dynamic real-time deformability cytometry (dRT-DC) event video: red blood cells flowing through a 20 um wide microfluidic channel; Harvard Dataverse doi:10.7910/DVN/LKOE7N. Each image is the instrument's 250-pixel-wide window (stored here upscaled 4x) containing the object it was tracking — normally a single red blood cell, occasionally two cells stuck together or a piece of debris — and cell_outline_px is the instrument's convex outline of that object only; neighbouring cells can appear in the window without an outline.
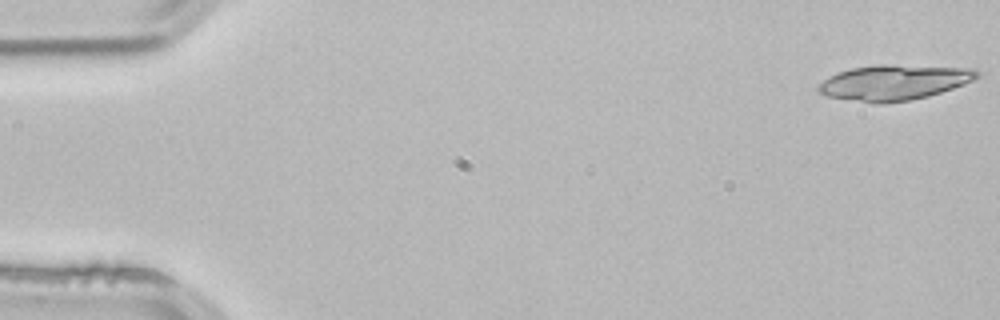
{"species": "common noctule bat (a hibernating species)", "species_latin": "Nyctalus noctula", "temperature_condition": "room temperature", "stored_images_in_passage": 3, "camera_frame_rate_fps": 3000, "um_per_image_px": 0.085, "animal": {"sex": "male", "body_mass_g": 21.5, "forearm_length_mm": 52.0}, "frame": {"image": 1, "passage_image": 1, "time_ms": 0.0, "image_size_px": [1000, 320], "cell_outline_px": [[980, 76], [964, 84], [928, 96], [912, 100], [884, 104], [872, 104], [824, 96], [816, 92], [816, 88], [824, 80], [840, 72], [852, 68], [880, 64], [888, 64], [972, 68], [980, 72]], "centroid_in_image_um": [75.97, 7.03], "position_along_channel_um": 9.0, "area_um2": 32.89}}